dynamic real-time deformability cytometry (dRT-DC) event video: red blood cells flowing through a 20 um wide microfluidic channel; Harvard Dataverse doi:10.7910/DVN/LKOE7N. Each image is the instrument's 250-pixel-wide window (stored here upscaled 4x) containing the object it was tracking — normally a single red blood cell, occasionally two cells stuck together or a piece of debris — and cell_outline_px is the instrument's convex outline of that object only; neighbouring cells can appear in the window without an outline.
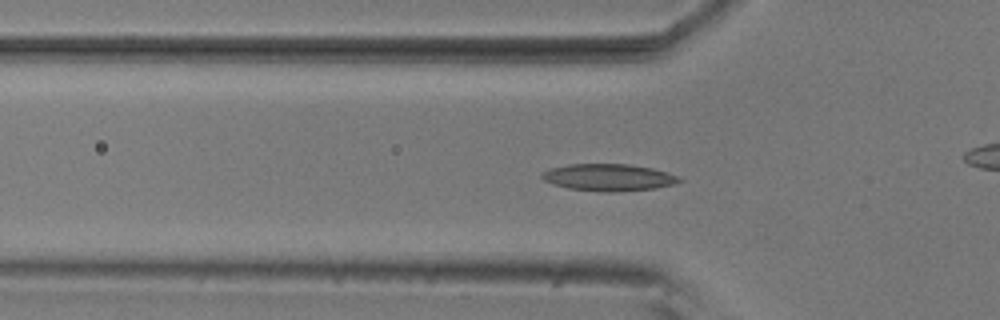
{"species": "common noctule bat (a hibernating species)", "species_latin": "Nyctalus noctula", "temperature_condition": "room temperature", "stored_images_in_passage": 56, "camera_frame_rate_fps": 3000, "um_per_image_px": 0.085, "animal": {"sex": "male", "body_mass_g": 20.5, "forearm_length_mm": 52.5}, "frame": {"image": 1, "passage_image": 18, "time_ms": 5.667, "image_size_px": [1000, 320], "cell_outline_px": [[684, 180], [676, 184], [656, 188], [612, 192], [604, 192], [568, 188], [552, 184], [544, 180], [540, 176], [548, 168], [568, 164], [628, 164], [652, 168], [676, 176]], "centroid_in_image_um": [51.7, 15.08], "position_along_channel_um": 74.1, "area_um2": 21.56}}
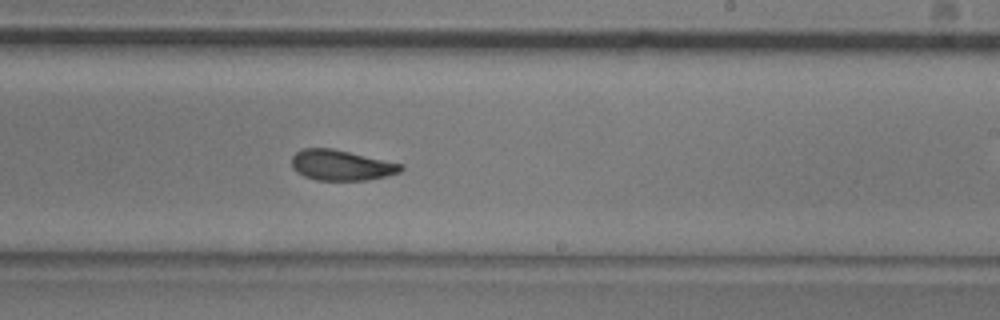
{"frame": {"image": 2, "passage_image": 33, "time_ms": 10.667, "image_size_px": [1000, 320], "cell_outline_px": [[404, 168], [400, 172], [368, 180], [316, 180], [304, 176], [296, 172], [292, 168], [292, 156], [296, 152], [304, 148], [332, 148], [404, 164]], "centroid_in_image_um": [29.0, 14.04], "position_along_channel_um": 260.0, "area_um2": 19.42}}
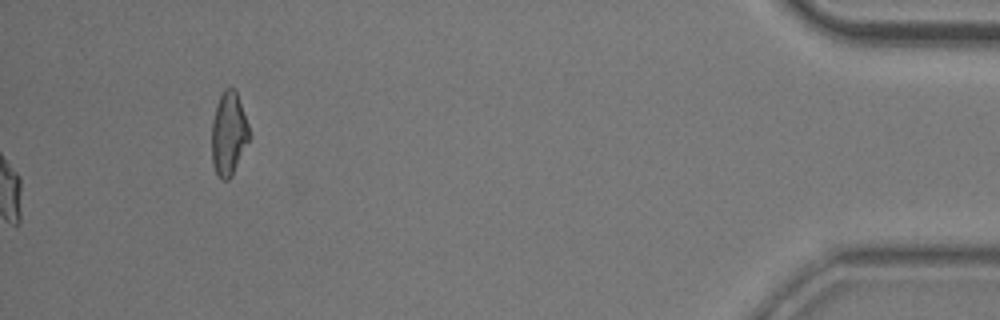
{"frame": {"image": 3, "passage_image": 56, "time_ms": 18.333, "image_size_px": [1000, 320], "cell_outline_px": [[248, 140], [232, 176], [228, 180], [220, 180], [212, 164], [212, 120], [216, 104], [224, 88], [236, 88], [248, 124]], "centroid_in_image_um": [19.41, 11.35], "position_along_channel_um": 415.8, "area_um2": 18.15}, "authors_computed_cell_mechanics": {"area_um2": 20.1144, "velocity_mm_per_s": 3.701, "shape_relaxation_time_tau1_ms": 4.3193, "shape_relaxation_time_tau2_ms": 2.0856, "deformation_change_tau1": 0.1371, "deformation_change_tau2": 0.0816}}